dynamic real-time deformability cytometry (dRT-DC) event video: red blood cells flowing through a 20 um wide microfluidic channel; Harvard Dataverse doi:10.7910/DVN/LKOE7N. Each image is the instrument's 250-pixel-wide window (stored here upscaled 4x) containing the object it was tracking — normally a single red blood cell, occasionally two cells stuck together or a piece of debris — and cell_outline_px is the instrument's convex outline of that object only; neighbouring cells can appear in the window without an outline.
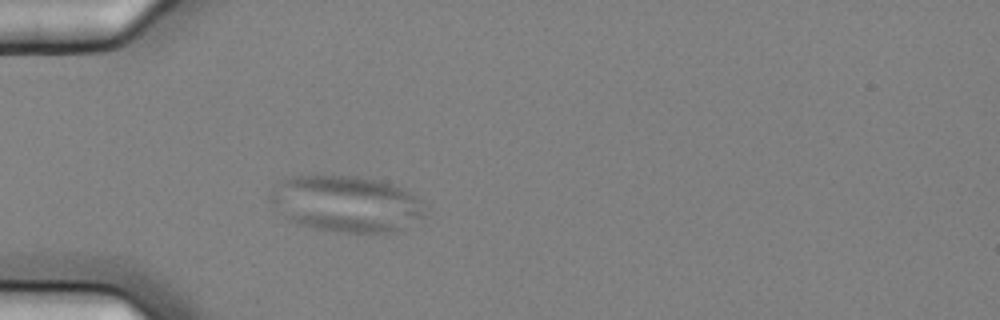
{"species": "common noctule bat (a hibernating species)", "species_latin": "Nyctalus noctula", "temperature_condition": "cold", "stored_images_in_passage": 3, "camera_frame_rate_fps": 3000, "um_per_image_px": 0.085, "animal": {"sex": "female", "body_mass_g": 25.1}, "frame": {"image": 1, "passage_image": 3, "time_ms": 0.667, "image_size_px": [1000, 320], "cell_outline_px": [[424, 216], [396, 232], [344, 232], [312, 228], [288, 220], [284, 216], [268, 196], [272, 188], [280, 180], [292, 176], [356, 176], [380, 180], [392, 184], [416, 196], [424, 212]], "centroid_in_image_um": [29.39, 17.32], "position_along_channel_um": 55.6, "area_um2": 50.23}}